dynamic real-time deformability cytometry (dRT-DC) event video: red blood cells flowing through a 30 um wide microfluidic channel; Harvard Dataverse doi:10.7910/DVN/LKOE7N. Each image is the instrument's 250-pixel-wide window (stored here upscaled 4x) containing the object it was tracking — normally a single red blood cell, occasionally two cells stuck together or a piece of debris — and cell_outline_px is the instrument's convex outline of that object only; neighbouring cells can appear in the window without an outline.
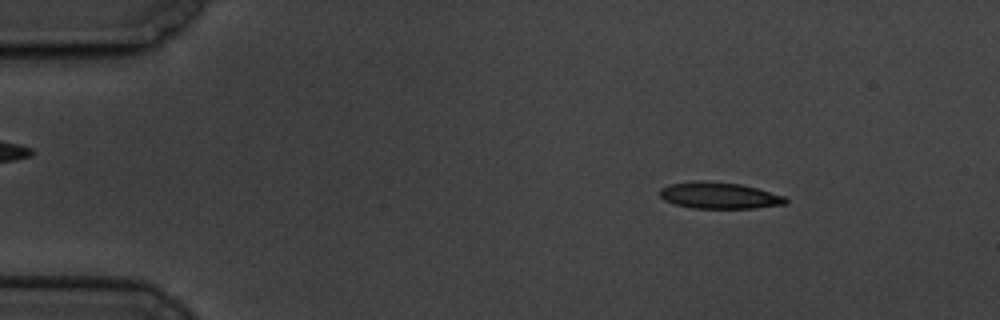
{"species": "common noctule bat (a hibernating species)", "species_latin": "Nyctalus noctula", "temperature_condition": "cold", "stored_images_in_passage": 7, "camera_frame_rate_fps": 3000, "um_per_image_px": 0.085, "animal": {"sex": "male", "body_mass_g": 19.5, "forearm_length_mm": 54.6}, "frame": {"image": 1, "passage_image": 1, "time_ms": 0.0, "image_size_px": [1000, 320], "cell_outline_px": [[788, 204], [756, 208], [692, 208], [676, 204], [664, 200], [660, 196], [660, 188], [668, 184], [692, 180], [704, 180], [740, 184], [756, 188], [784, 196], [788, 200]], "centroid_in_image_um": [61.11, 16.61], "position_along_channel_um": 23.9, "area_um2": 19.54}}
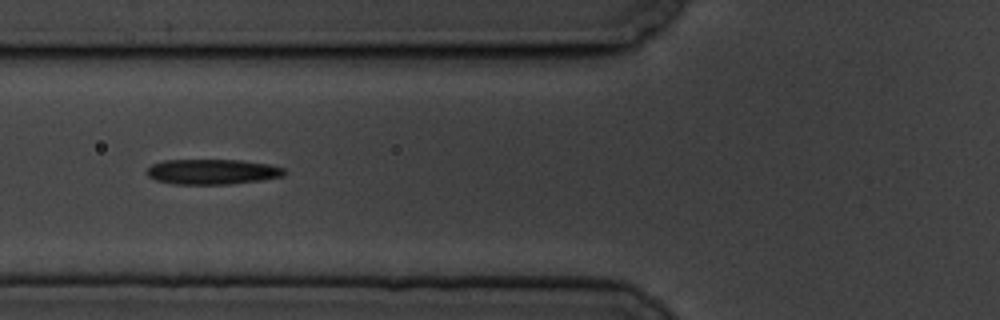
{"frame": {"image": 2, "passage_image": 5, "time_ms": 4.667, "image_size_px": [1000, 320], "cell_outline_px": [[288, 172], [284, 176], [260, 180], [228, 184], [172, 184], [156, 180], [148, 176], [144, 172], [152, 164], [164, 160], [240, 160], [268, 164], [284, 168]], "centroid_in_image_um": [18.03, 14.6], "position_along_channel_um": 107.8, "area_um2": 20.29}}
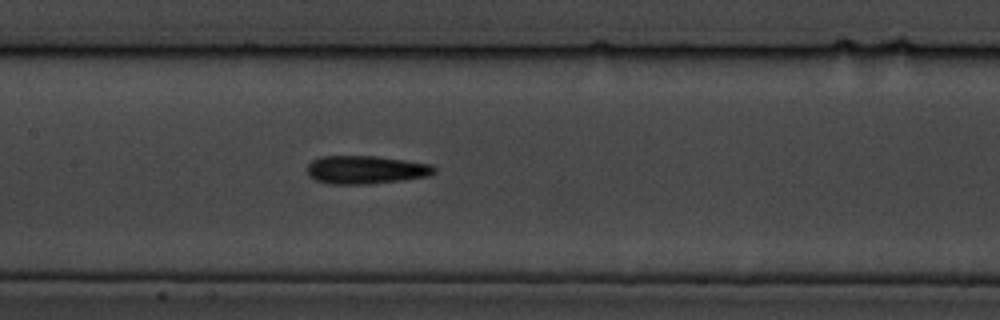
{"frame": {"image": 3, "passage_image": 7, "time_ms": 6.667, "image_size_px": [1000, 320], "cell_outline_px": [[436, 172], [428, 176], [400, 180], [368, 184], [332, 184], [316, 180], [308, 176], [308, 164], [312, 160], [320, 156], [376, 156], [432, 164], [436, 168]], "centroid_in_image_um": [31.09, 14.42], "position_along_channel_um": 176.3, "area_um2": 20.87}}